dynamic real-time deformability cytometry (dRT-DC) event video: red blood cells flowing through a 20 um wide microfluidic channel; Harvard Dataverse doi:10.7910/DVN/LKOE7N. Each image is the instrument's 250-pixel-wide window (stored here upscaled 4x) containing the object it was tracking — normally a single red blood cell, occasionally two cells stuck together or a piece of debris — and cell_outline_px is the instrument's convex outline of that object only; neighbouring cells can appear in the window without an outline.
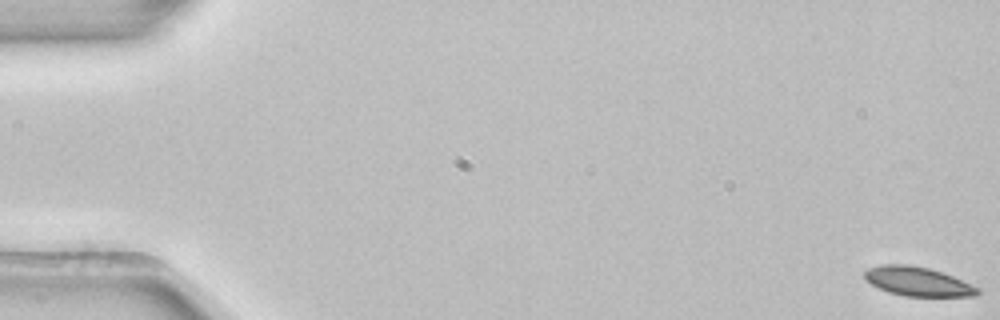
{"species": "common noctule bat (a hibernating species)", "species_latin": "Nyctalus noctula", "temperature_condition": "room temperature", "stored_images_in_passage": 51, "camera_frame_rate_fps": 3000, "um_per_image_px": 0.085, "animal": {"sex": "female", "body_mass_g": 22.7, "forearm_length_mm": 54.2}, "frame": {"image": 1, "passage_image": 1, "time_ms": 0.0, "image_size_px": [1000, 320], "cell_outline_px": [[980, 292], [976, 296], [904, 296], [888, 292], [872, 284], [864, 276], [864, 272], [868, 268], [880, 264], [908, 264], [928, 268], [952, 276], [980, 288]], "centroid_in_image_um": [78.01, 23.92], "position_along_channel_um": 7.0, "area_um2": 19.02}}
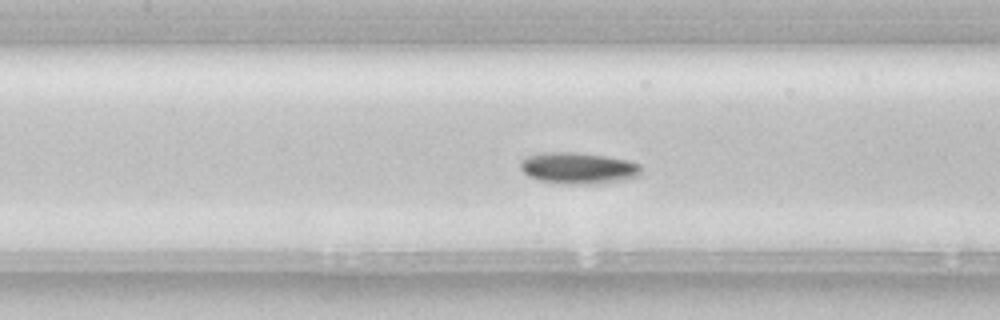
{"frame": {"image": 2, "passage_image": 25, "time_ms": 8.0, "image_size_px": [1000, 320], "cell_outline_px": [[640, 176], [624, 180], [604, 184], [564, 184], [540, 180], [528, 176], [520, 168], [520, 160], [528, 156], [544, 152], [576, 152], [608, 156], [628, 160], [640, 164]], "centroid_in_image_um": [49.18, 14.29], "position_along_channel_um": 158.2, "area_um2": 22.43}}
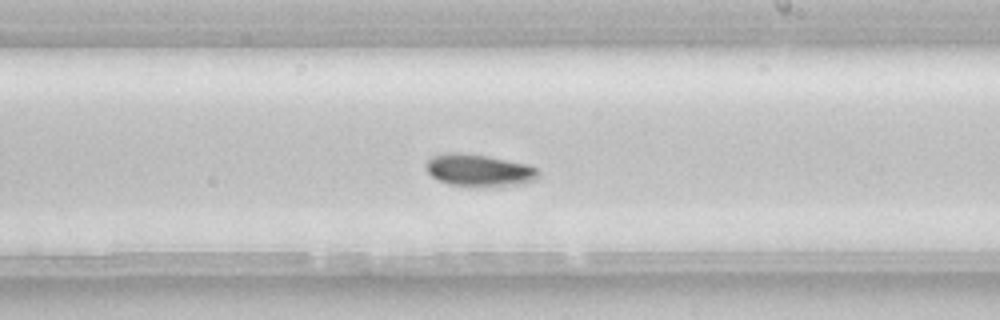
{"frame": {"image": 3, "passage_image": 32, "time_ms": 10.333, "image_size_px": [1000, 320], "cell_outline_px": [[540, 176], [536, 180], [520, 184], [448, 184], [432, 176], [424, 168], [424, 164], [432, 156], [448, 152], [460, 152], [488, 156], [528, 164], [536, 168], [540, 172]], "centroid_in_image_um": [40.71, 14.42], "position_along_channel_um": 248.3, "area_um2": 20.52}, "authors_computed_cell_mechanics": {"area_um2": 19.8832, "velocity_mm_per_s": 3.8722, "shape_relaxation_time_tau1_ms": 2.8577, "shape_relaxation_time_tau2_ms": 3.5849, "deformation_change_tau1": 0.0763, "deformation_change_tau2": 0.0745}}